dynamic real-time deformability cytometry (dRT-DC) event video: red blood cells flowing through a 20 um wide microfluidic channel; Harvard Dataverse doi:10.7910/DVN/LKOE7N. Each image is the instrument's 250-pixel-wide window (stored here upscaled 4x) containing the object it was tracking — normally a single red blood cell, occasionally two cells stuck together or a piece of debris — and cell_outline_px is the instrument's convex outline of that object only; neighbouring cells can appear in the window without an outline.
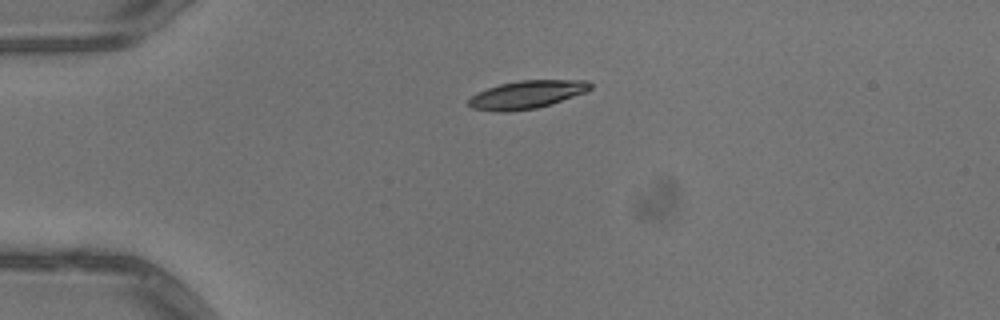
{"species": "common noctule bat (a hibernating species)", "species_latin": "Nyctalus noctula", "temperature_condition": "warm", "stored_images_in_passage": 2, "camera_frame_rate_fps": 3000, "um_per_image_px": 0.085, "animal": {"sex": "male", "body_mass_g": 13.3}, "frame": {"image": 1, "passage_image": 1, "time_ms": 0.0, "image_size_px": [1000, 320], "cell_outline_px": [[592, 88], [588, 92], [552, 104], [536, 108], [508, 112], [496, 112], [472, 108], [468, 104], [468, 100], [472, 96], [488, 88], [500, 84], [520, 80], [588, 80], [592, 84]], "centroid_in_image_um": [44.84, 8.04], "position_along_channel_um": 40.2, "area_um2": 20.0}}